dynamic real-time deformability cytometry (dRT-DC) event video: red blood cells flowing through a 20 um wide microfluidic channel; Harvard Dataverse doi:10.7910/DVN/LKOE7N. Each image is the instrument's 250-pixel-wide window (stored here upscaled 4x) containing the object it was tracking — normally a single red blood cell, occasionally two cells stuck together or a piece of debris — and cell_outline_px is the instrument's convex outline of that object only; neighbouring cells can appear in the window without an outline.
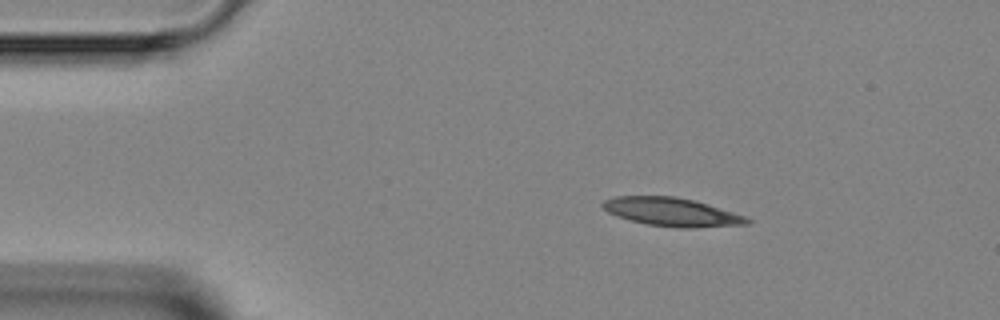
{"species": "Egyptian fruit bat (a non-hibernating species)", "species_latin": "Rousettus aegyptiacus", "temperature_condition": "room temperature", "stored_images_in_passage": 4, "segment_of_instrument_passage": [1, 2], "camera_frame_rate_fps": 3000, "um_per_image_px": 0.085, "animal": {"sex": "female"}, "frame": {"image": 1, "passage_image": 1, "time_ms": 0.0, "image_size_px": [1000, 320], "cell_outline_px": [[752, 220], [748, 224], [692, 228], [676, 228], [648, 224], [616, 216], [608, 212], [600, 204], [604, 200], [616, 196], [676, 196], [696, 200], [744, 216]], "centroid_in_image_um": [57.09, 18.01], "position_along_channel_um": 27.9, "area_um2": 23.87}}
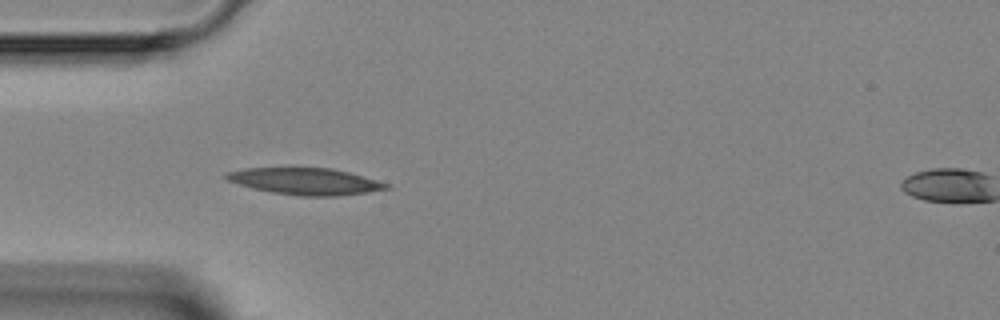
{"frame": {"image": 2, "passage_image": 3, "time_ms": 2.0, "image_size_px": [1000, 320], "cell_outline_px": [[392, 188], [368, 192], [336, 196], [300, 196], [272, 192], [252, 188], [228, 180], [224, 176], [224, 172], [244, 168], [332, 168], [348, 172], [376, 180], [388, 184]], "centroid_in_image_um": [25.94, 15.41], "position_along_channel_um": 59.1, "area_um2": 24.74}}